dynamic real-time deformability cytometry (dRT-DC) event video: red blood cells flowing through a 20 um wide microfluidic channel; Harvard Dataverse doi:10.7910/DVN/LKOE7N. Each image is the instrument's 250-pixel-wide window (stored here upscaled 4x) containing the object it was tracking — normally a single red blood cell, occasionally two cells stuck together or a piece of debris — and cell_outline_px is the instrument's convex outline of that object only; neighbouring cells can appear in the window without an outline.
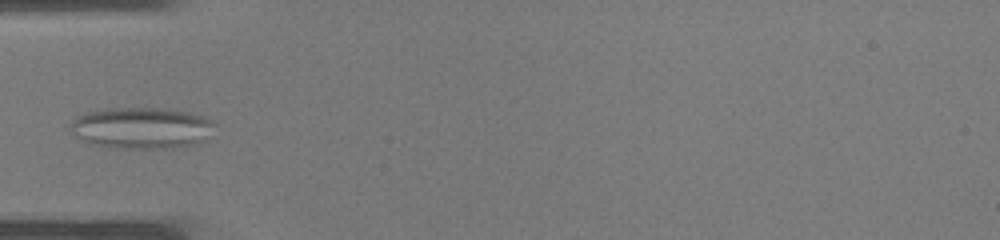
{"species": "common noctule bat (a hibernating species)", "species_latin": "Nyctalus noctula", "temperature_condition": "warm", "stored_images_in_passage": 36, "camera_frame_rate_fps": 3000, "um_per_image_px": 0.085, "animal": {"sex": "male", "body_mass_g": 19.0, "forearm_length_mm": 50.8}, "frame": {"image": 1, "passage_image": 11, "time_ms": 3.333, "image_size_px": [1000, 240], "cell_outline_px": [[216, 124], [208, 140], [192, 144], [164, 148], [116, 148], [92, 144], [80, 140], [68, 132], [72, 120], [76, 116], [88, 112], [108, 108], [160, 108], [188, 112], [204, 116], [212, 120]], "centroid_in_image_um": [12.01, 10.87], "position_along_channel_um": 73.0, "area_um2": 35.14}}
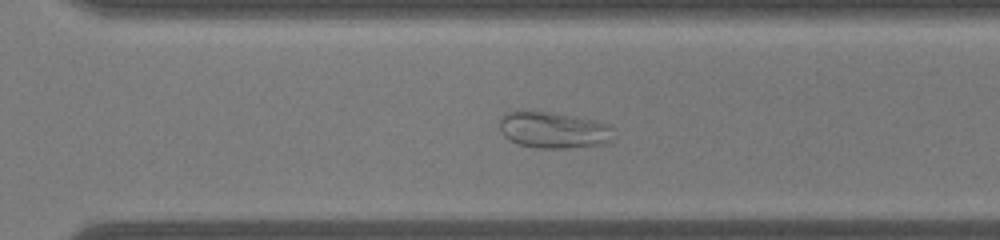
{"frame": {"image": 2, "passage_image": 25, "time_ms": 8.0, "image_size_px": [1000, 240], "cell_outline_px": [[616, 136], [608, 144], [564, 148], [536, 148], [516, 144], [508, 140], [504, 136], [500, 128], [500, 120], [504, 112], [516, 108], [532, 108], [596, 120], [608, 124], [612, 128]], "centroid_in_image_um": [47.01, 11.01], "position_along_channel_um": 323.6, "area_um2": 25.43}}
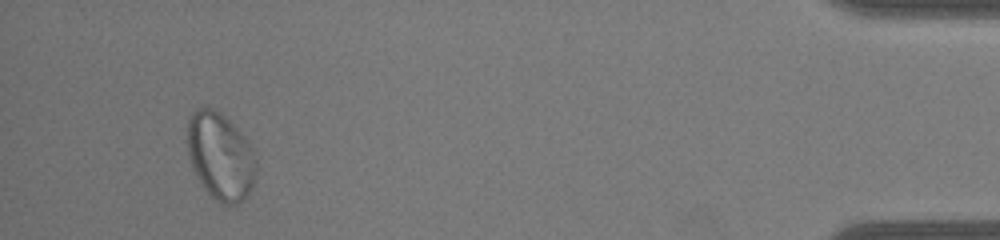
{"frame": {"image": 3, "passage_image": 34, "time_ms": 11.0, "image_size_px": [1000, 240], "cell_outline_px": [[256, 172], [252, 188], [236, 204], [220, 204], [208, 192], [200, 180], [188, 156], [188, 120], [192, 112], [196, 108], [212, 108], [224, 116], [244, 136], [256, 152]], "centroid_in_image_um": [18.76, 13.26], "position_along_channel_um": 416.4, "area_um2": 34.51}}